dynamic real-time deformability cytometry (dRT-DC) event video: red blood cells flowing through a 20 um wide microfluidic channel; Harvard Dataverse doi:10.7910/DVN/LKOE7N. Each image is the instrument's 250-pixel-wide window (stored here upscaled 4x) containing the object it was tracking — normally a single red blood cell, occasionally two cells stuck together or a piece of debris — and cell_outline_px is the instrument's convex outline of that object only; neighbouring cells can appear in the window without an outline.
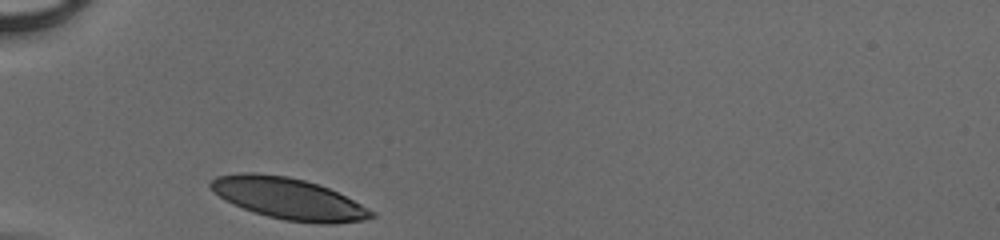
{"species": "human", "species_latin": "Homo sapiens", "temperature_condition": "cold", "stored_images_in_passage": 25, "camera_frame_rate_fps": 3000, "um_per_image_px": 0.085, "donor": {"sex": "male"}, "frame": {"image": 1, "passage_image": 1, "time_ms": 0.0, "image_size_px": [1000, 240], "cell_outline_px": [[376, 216], [364, 220], [336, 224], [320, 224], [284, 220], [268, 216], [232, 204], [220, 196], [208, 184], [216, 176], [240, 172], [252, 172], [288, 176], [304, 180], [328, 188], [376, 212]], "centroid_in_image_um": [24.54, 16.88], "position_along_channel_um": 60.5, "area_um2": 38.49}}
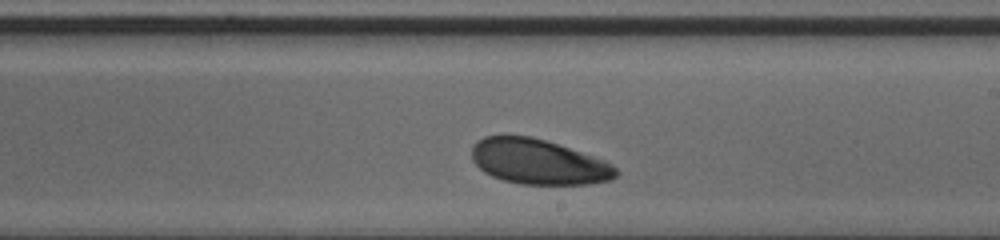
{"frame": {"image": 2, "passage_image": 15, "time_ms": 4.667, "image_size_px": [1000, 240], "cell_outline_px": [[620, 172], [612, 180], [588, 184], [520, 184], [504, 180], [492, 176], [484, 172], [472, 160], [472, 144], [476, 140], [484, 136], [504, 132], [532, 136], [604, 160], [612, 164]], "centroid_in_image_um": [45.7, 13.72], "position_along_channel_um": 243.3, "area_um2": 38.44}}
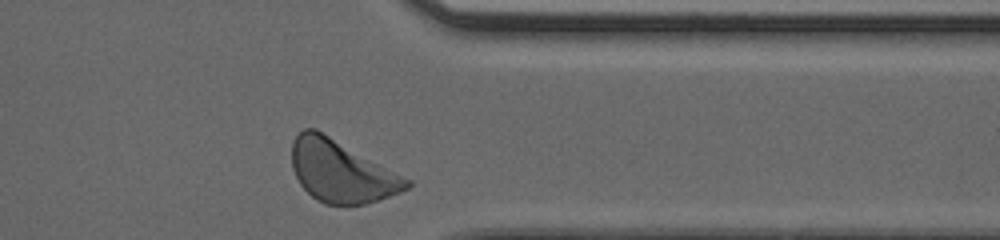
{"frame": {"image": 3, "passage_image": 25, "time_ms": 8.0, "image_size_px": [1000, 240], "cell_outline_px": [[412, 184], [408, 188], [400, 192], [380, 200], [364, 204], [324, 204], [316, 200], [300, 184], [292, 168], [292, 140], [304, 128], [316, 128], [412, 180]], "centroid_in_image_um": [29.02, 14.55], "position_along_channel_um": 382.4, "area_um2": 41.5}}